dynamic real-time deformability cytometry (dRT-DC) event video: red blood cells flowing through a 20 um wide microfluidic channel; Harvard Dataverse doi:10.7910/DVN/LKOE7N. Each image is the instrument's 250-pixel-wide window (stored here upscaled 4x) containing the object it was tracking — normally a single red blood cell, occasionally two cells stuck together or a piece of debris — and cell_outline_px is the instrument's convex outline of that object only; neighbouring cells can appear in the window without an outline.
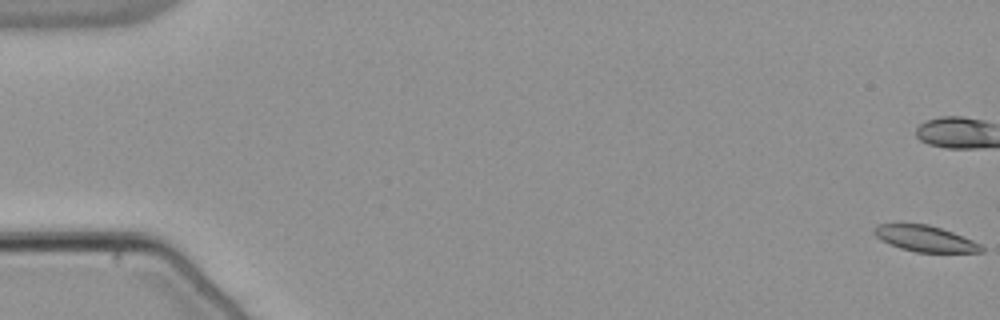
{"species": "common noctule bat (a hibernating species)", "species_latin": "Nyctalus noctula", "temperature_condition": "warm", "stored_images_in_passage": 15, "camera_frame_rate_fps": 3000, "um_per_image_px": 0.085, "animal": {"sex": "male", "body_mass_g": 21.5, "forearm_length_mm": 52.0}, "frame": {"image": 1, "passage_image": 1, "time_ms": 0.0, "image_size_px": [1000, 320], "cell_outline_px": [[984, 252], [916, 252], [900, 248], [880, 240], [872, 232], [872, 228], [876, 224], [928, 224], [952, 232], [972, 240], [980, 244], [984, 248]], "centroid_in_image_um": [78.6, 20.28], "position_along_channel_um": 6.4, "area_um2": 16.18}}